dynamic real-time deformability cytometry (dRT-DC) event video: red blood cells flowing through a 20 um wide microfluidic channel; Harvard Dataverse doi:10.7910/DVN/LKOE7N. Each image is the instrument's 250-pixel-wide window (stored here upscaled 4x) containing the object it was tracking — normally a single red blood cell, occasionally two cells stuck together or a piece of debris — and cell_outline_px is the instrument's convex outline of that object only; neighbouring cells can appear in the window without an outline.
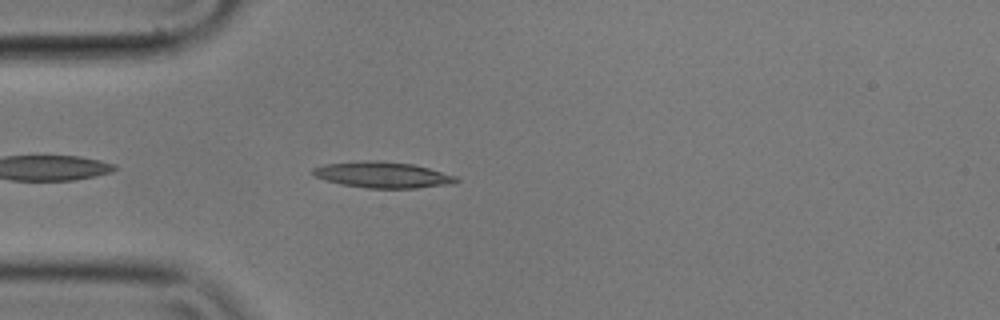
{"species": "common noctule bat (a hibernating species)", "species_latin": "Nyctalus noctula", "temperature_condition": "cold", "stored_images_in_passage": 45, "camera_frame_rate_fps": 3000, "um_per_image_px": 0.085, "animal": {"sex": "male", "body_mass_g": 17.9}, "frame": {"image": 1, "passage_image": 4, "time_ms": 1.0, "image_size_px": [1000, 320], "cell_outline_px": [[460, 180], [452, 184], [416, 188], [368, 188], [340, 184], [316, 176], [312, 172], [312, 168], [324, 164], [360, 160], [384, 160], [416, 164], [456, 176]], "centroid_in_image_um": [32.55, 14.84], "position_along_channel_um": 52.4, "area_um2": 21.96}}
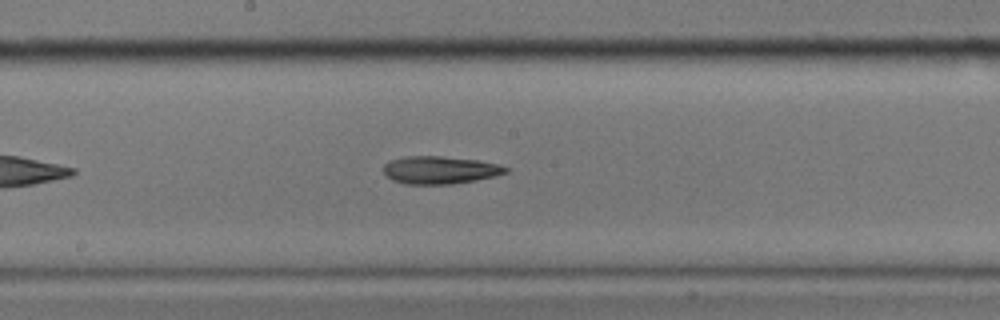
{"frame": {"image": 2, "passage_image": 18, "time_ms": 5.667, "image_size_px": [1000, 320], "cell_outline_px": [[508, 172], [496, 176], [476, 180], [452, 184], [404, 184], [392, 180], [384, 172], [384, 164], [388, 160], [404, 156], [440, 156], [476, 160], [500, 164], [508, 168]], "centroid_in_image_um": [37.39, 14.45], "position_along_channel_um": 210.8, "area_um2": 19.83}}
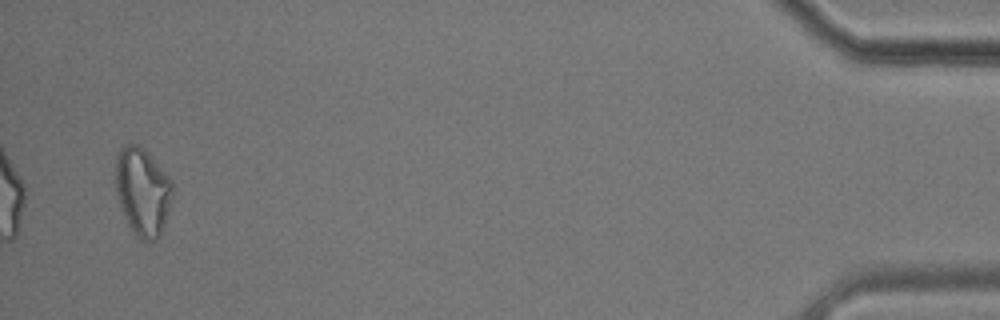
{"frame": {"image": 3, "passage_image": 43, "time_ms": 14.0, "image_size_px": [1000, 320], "cell_outline_px": [[172, 192], [168, 208], [160, 236], [156, 240], [140, 240], [136, 236], [128, 224], [124, 216], [116, 192], [116, 160], [120, 148], [124, 144], [136, 144], [172, 180]], "centroid_in_image_um": [12.09, 16.32], "position_along_channel_um": 423.1, "area_um2": 28.26}}